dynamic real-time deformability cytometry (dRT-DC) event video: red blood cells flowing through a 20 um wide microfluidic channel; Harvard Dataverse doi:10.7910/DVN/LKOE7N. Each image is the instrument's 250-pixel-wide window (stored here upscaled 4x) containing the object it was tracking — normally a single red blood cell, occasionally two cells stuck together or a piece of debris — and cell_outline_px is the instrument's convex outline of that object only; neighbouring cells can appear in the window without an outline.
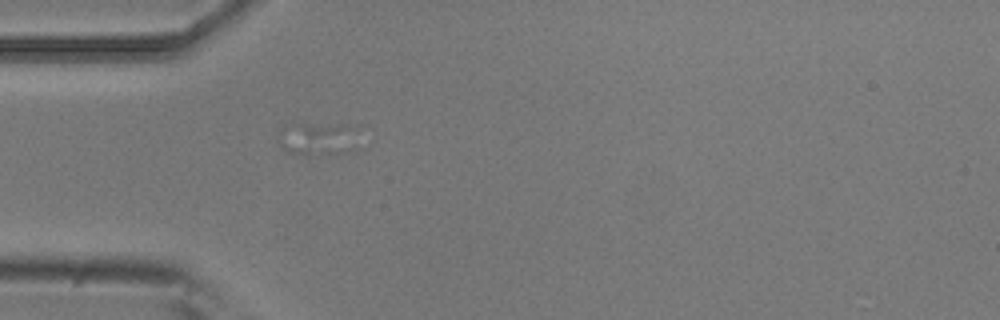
{"species": "common noctule bat (a hibernating species)", "species_latin": "Nyctalus noctula", "temperature_condition": "room temperature", "stored_images_in_passage": 2, "camera_frame_rate_fps": 3000, "um_per_image_px": 0.085, "animal": {"sex": "male", "body_mass_g": 20.5, "forearm_length_mm": 52.5}, "frame": {"image": 1, "passage_image": 2, "time_ms": 0.333, "image_size_px": [1000, 320], "cell_outline_px": [[352, 152], [340, 156], [304, 156], [284, 152], [280, 144], [280, 128], [300, 124], [348, 124], [352, 148]], "centroid_in_image_um": [26.89, 11.89], "position_along_channel_um": 58.1, "area_um2": 15.32}}